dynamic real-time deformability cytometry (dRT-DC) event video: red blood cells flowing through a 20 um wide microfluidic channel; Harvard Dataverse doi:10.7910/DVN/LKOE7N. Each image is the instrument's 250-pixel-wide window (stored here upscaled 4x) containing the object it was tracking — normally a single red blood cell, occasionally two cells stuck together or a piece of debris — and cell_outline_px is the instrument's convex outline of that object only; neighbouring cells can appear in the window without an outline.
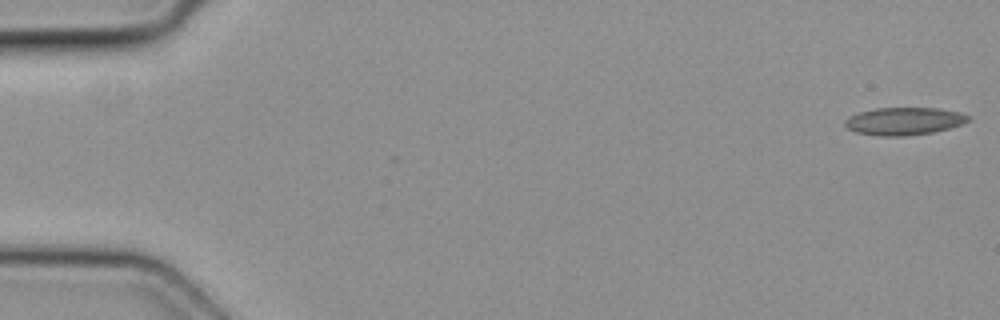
{"species": "common noctule bat (a hibernating species)", "species_latin": "Nyctalus noctula", "temperature_condition": "cold", "stored_images_in_passage": 4, "camera_frame_rate_fps": 3000, "um_per_image_px": 0.085, "animal": {"sex": "female", "body_mass_g": 19.3, "forearm_length_mm": 54.1}, "frame": {"image": 1, "passage_image": 1, "time_ms": 0.0, "image_size_px": [1000, 320], "cell_outline_px": [[972, 120], [948, 128], [932, 132], [904, 136], [880, 136], [856, 132], [848, 128], [844, 124], [844, 120], [848, 116], [860, 112], [876, 108], [940, 108], [960, 112], [972, 116]], "centroid_in_image_um": [76.86, 10.29], "position_along_channel_um": 8.1, "area_um2": 19.88}}
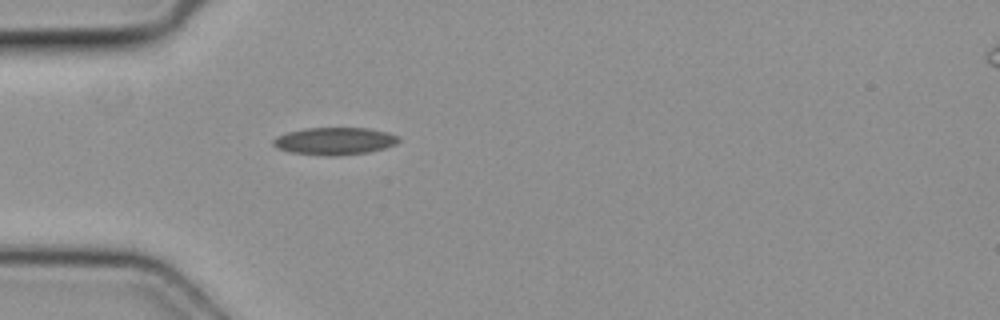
{"frame": {"image": 2, "passage_image": 4, "time_ms": 1.0, "image_size_px": [1000, 320], "cell_outline_px": [[400, 140], [396, 144], [384, 148], [368, 152], [336, 156], [324, 156], [292, 152], [276, 148], [272, 144], [272, 140], [276, 136], [288, 132], [304, 128], [368, 128], [388, 132], [400, 136]], "centroid_in_image_um": [28.44, 11.99], "position_along_channel_um": 56.6, "area_um2": 20.17}}